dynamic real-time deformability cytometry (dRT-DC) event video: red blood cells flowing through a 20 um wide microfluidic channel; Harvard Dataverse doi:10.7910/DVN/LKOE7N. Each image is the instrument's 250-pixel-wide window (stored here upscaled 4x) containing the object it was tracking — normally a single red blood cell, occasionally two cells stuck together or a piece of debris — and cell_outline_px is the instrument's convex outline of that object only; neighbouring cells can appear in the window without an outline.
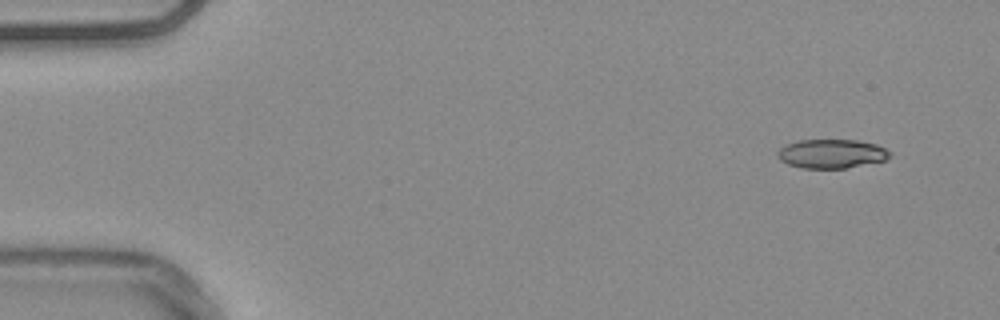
{"species": "common noctule bat (a hibernating species)", "species_latin": "Nyctalus noctula", "temperature_condition": "warm", "stored_images_in_passage": 51, "camera_frame_rate_fps": 3000, "um_per_image_px": 0.085, "animal": {"sex": "male", "body_mass_g": 20.4}, "frame": {"image": 1, "passage_image": 1, "time_ms": 0.0, "image_size_px": [1000, 320], "cell_outline_px": [[892, 156], [888, 160], [844, 168], [800, 168], [788, 164], [780, 160], [776, 156], [776, 152], [784, 144], [800, 140], [856, 140], [876, 144], [892, 152]], "centroid_in_image_um": [70.68, 13.07], "position_along_channel_um": 14.3, "area_um2": 19.19}}
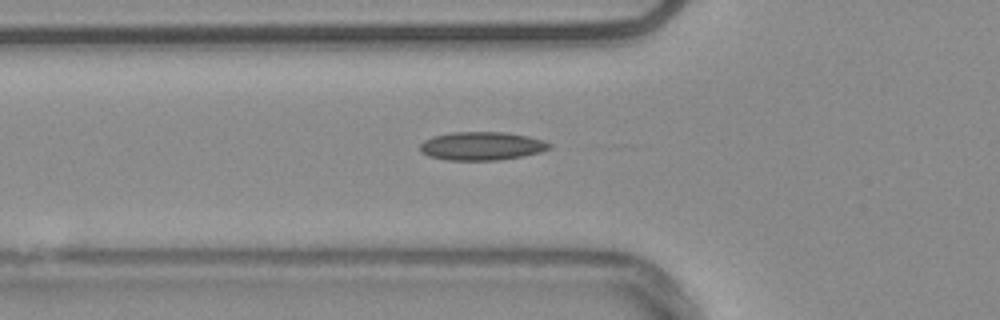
{"frame": {"image": 2, "passage_image": 16, "time_ms": 5.0, "image_size_px": [1000, 320], "cell_outline_px": [[552, 148], [540, 152], [524, 156], [496, 160], [448, 160], [428, 156], [420, 152], [420, 144], [424, 140], [436, 136], [452, 132], [504, 132], [528, 136], [544, 140], [552, 144]], "centroid_in_image_um": [40.97, 12.41], "position_along_channel_um": 84.8, "area_um2": 21.44}}
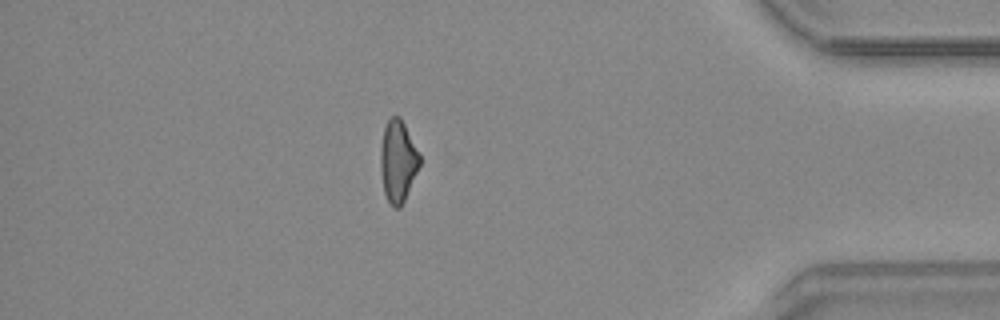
{"frame": {"image": 3, "passage_image": 44, "time_ms": 14.333, "image_size_px": [1000, 320], "cell_outline_px": [[420, 164], [404, 200], [400, 208], [392, 208], [384, 192], [380, 168], [380, 148], [384, 128], [388, 120], [392, 116], [400, 116], [420, 152]], "centroid_in_image_um": [33.82, 13.68], "position_along_channel_um": 401.4, "area_um2": 18.67}, "authors_computed_cell_mechanics": {"area_um2": 19.3052, "velocity_mm_per_s": 3.7888, "shape_relaxation_time_tau1_ms": null, "shape_relaxation_time_tau2_ms": 3.4312, "deformation_change_tau1": null, "deformation_change_tau2": 0.1126}}